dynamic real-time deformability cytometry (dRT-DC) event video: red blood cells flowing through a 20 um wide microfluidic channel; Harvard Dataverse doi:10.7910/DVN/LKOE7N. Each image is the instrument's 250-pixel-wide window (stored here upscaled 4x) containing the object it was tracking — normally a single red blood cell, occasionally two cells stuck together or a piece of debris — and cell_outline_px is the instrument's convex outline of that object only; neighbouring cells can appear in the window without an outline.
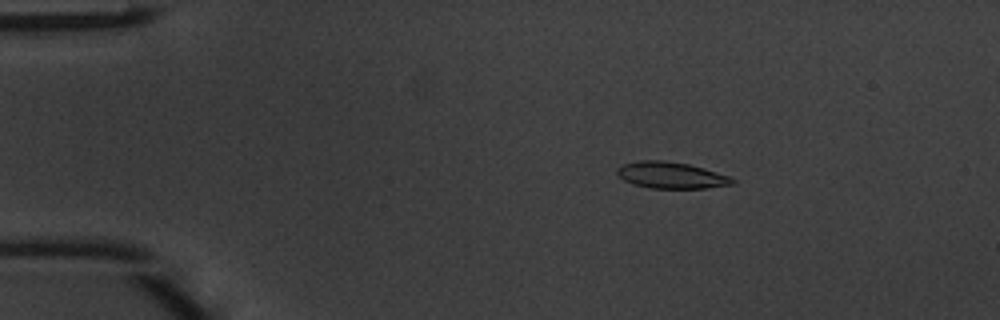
{"species": "common noctule bat (a hibernating species)", "species_latin": "Nyctalus noctula", "temperature_condition": "warm", "stored_images_in_passage": 48, "camera_frame_rate_fps": 3000, "um_per_image_px": 0.085, "animal": {"sex": "male", "body_mass_g": 20.1, "forearm_length_mm": 53.5}, "frame": {"image": 1, "passage_image": 8, "time_ms": 2.333, "image_size_px": [1000, 320], "cell_outline_px": [[736, 180], [732, 184], [704, 188], [648, 188], [624, 180], [616, 172], [616, 168], [624, 164], [636, 160], [664, 160], [688, 164], [704, 168], [728, 176]], "centroid_in_image_um": [57.02, 14.88], "position_along_channel_um": 28.0, "area_um2": 17.63}}
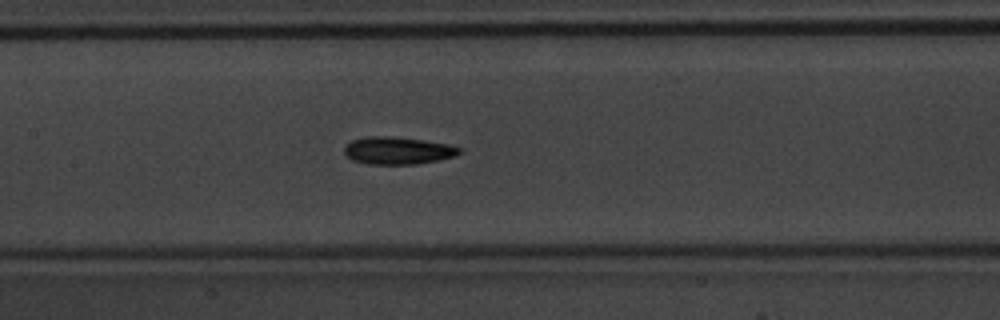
{"frame": {"image": 2, "passage_image": 23, "time_ms": 7.333, "image_size_px": [1000, 320], "cell_outline_px": [[460, 152], [456, 156], [440, 160], [416, 164], [368, 164], [352, 160], [344, 152], [344, 148], [352, 140], [368, 136], [392, 136], [424, 140], [448, 144], [460, 148]], "centroid_in_image_um": [33.82, 12.8], "position_along_channel_um": 173.6, "area_um2": 18.38}}
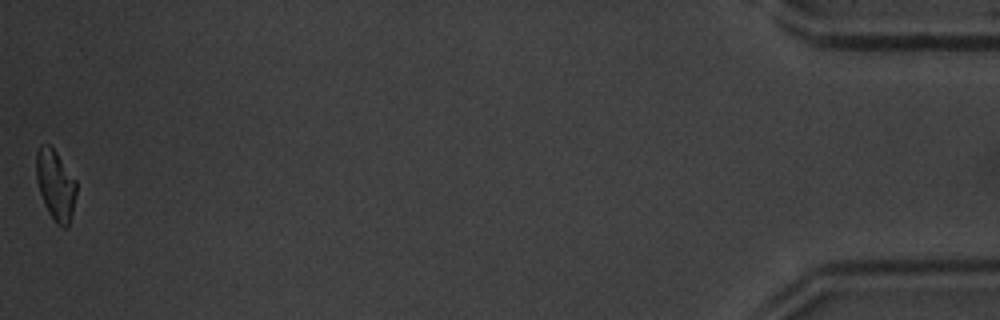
{"frame": {"image": 3, "passage_image": 48, "time_ms": 15.667, "image_size_px": [1000, 320], "cell_outline_px": [[76, 192], [72, 212], [68, 228], [64, 228], [56, 224], [48, 212], [44, 204], [36, 180], [36, 152], [40, 144], [48, 144], [56, 152], [76, 180]], "centroid_in_image_um": [4.71, 15.73], "position_along_channel_um": 430.5, "area_um2": 16.42}, "authors_computed_cell_mechanics": {"area_um2": 17.5423, "velocity_mm_per_s": 4.19, "shape_relaxation_time_tau1_ms": 2.8052, "shape_relaxation_time_tau2_ms": 7.4288, "deformation_change_tau1": 0.1117, "deformation_change_tau2": 0.1619}}